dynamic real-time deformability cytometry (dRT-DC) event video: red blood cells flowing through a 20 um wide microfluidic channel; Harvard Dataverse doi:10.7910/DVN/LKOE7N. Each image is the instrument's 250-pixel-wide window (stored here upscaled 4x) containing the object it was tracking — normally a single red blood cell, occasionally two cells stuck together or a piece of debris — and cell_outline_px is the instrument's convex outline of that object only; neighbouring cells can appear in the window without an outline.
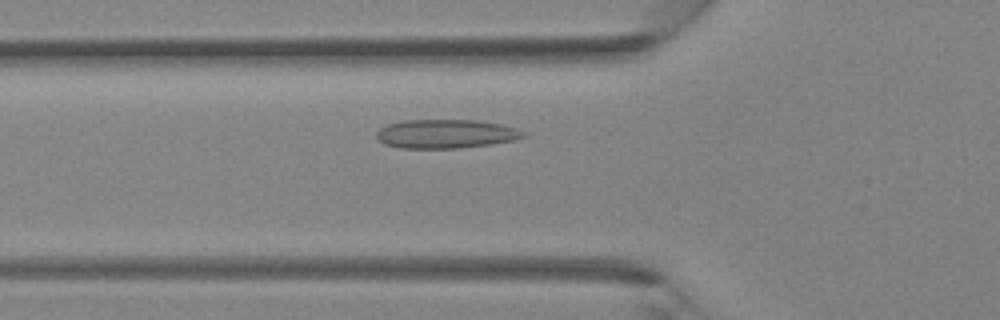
{"species": "Egyptian fruit bat (a non-hibernating species)", "species_latin": "Rousettus aegyptiacus", "temperature_condition": "room temperature", "stored_images_in_passage": 36, "camera_frame_rate_fps": 3000, "um_per_image_px": 0.085, "animal": {"sex": "female"}, "frame": {"image": 1, "passage_image": 10, "time_ms": 3.0, "image_size_px": [1000, 320], "cell_outline_px": [[528, 136], [512, 140], [488, 144], [460, 148], [400, 148], [384, 144], [376, 136], [376, 132], [380, 128], [388, 124], [404, 120], [472, 120], [500, 124], [516, 128], [524, 132]], "centroid_in_image_um": [37.87, 11.38], "position_along_channel_um": 87.9, "area_um2": 24.51}}
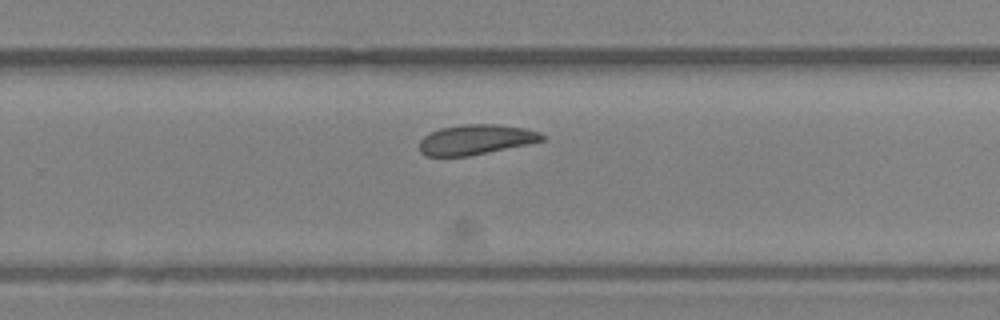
{"frame": {"image": 2, "passage_image": 22, "time_ms": 7.0, "image_size_px": [1000, 320], "cell_outline_px": [[544, 140], [528, 144], [468, 156], [424, 156], [420, 152], [420, 140], [428, 132], [440, 128], [464, 124], [496, 124], [524, 128], [540, 132], [544, 136]], "centroid_in_image_um": [40.41, 11.86], "position_along_channel_um": 289.4, "area_um2": 21.44}}
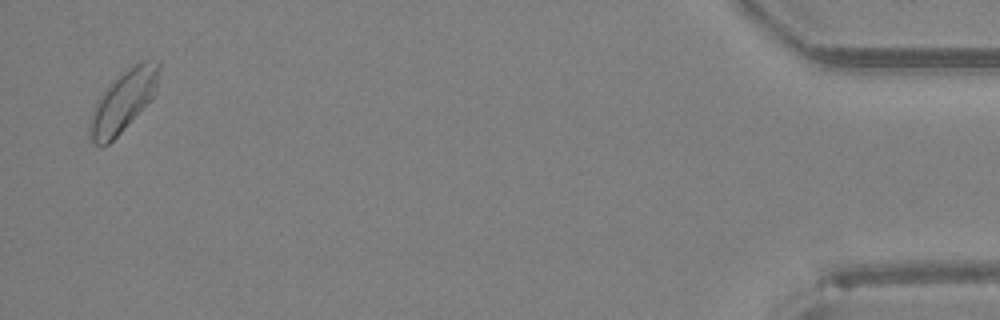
{"frame": {"image": 3, "passage_image": 35, "time_ms": 11.333, "image_size_px": [1000, 320], "cell_outline_px": [[160, 68], [156, 92], [152, 100], [108, 144], [100, 148], [92, 140], [88, 132], [88, 124], [96, 100], [120, 72], [140, 60], [160, 60]], "centroid_in_image_um": [10.49, 8.56], "position_along_channel_um": 424.7, "area_um2": 24.97}}